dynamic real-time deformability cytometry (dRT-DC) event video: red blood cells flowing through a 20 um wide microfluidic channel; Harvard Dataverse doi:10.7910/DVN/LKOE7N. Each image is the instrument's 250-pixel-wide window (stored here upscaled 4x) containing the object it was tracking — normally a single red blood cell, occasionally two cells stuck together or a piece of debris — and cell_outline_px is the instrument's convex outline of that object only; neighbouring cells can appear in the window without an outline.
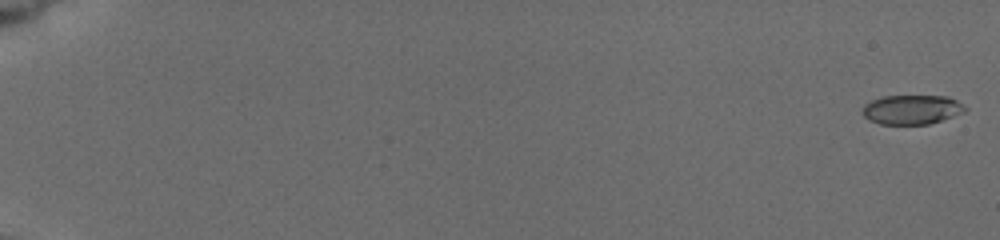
{"species": "common noctule bat (a hibernating species)", "species_latin": "Nyctalus noctula", "temperature_condition": "cold", "stored_images_in_passage": 23, "camera_frame_rate_fps": 3000, "um_per_image_px": 0.085, "animal": {"sex": "female", "body_mass_g": 19.5, "forearm_length_mm": 54.1}, "frame": {"image": 1, "passage_image": 1, "time_ms": 0.0, "image_size_px": [1000, 240], "cell_outline_px": [[968, 108], [964, 112], [928, 124], [880, 124], [868, 120], [860, 112], [864, 104], [872, 100], [884, 96], [948, 96], [964, 104]], "centroid_in_image_um": [77.48, 9.31], "position_along_channel_um": 7.5, "area_um2": 17.63}}
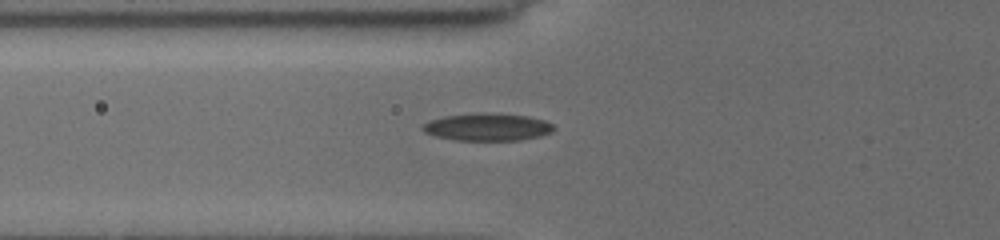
{"frame": {"image": 2, "passage_image": 20, "time_ms": 7.333, "image_size_px": [1000, 240], "cell_outline_px": [[556, 128], [552, 132], [540, 136], [520, 140], [456, 140], [436, 136], [424, 132], [420, 128], [424, 124], [432, 120], [444, 116], [484, 112], [528, 116], [544, 120], [552, 124]], "centroid_in_image_um": [41.46, 10.79], "position_along_channel_um": 84.3, "area_um2": 20.92}}
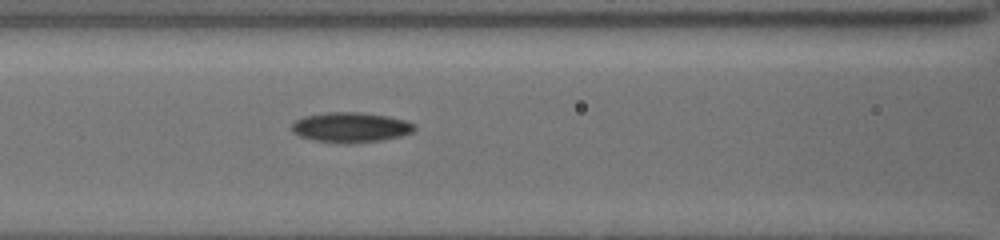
{"frame": {"image": 3, "passage_image": 23, "time_ms": 8.667, "image_size_px": [1000, 240], "cell_outline_px": [[416, 128], [412, 132], [400, 136], [380, 140], [348, 144], [312, 140], [300, 136], [292, 132], [292, 124], [296, 120], [304, 116], [324, 112], [360, 112], [388, 116], [408, 120], [416, 124]], "centroid_in_image_um": [29.82, 10.82], "position_along_channel_um": 136.8, "area_um2": 21.68}}